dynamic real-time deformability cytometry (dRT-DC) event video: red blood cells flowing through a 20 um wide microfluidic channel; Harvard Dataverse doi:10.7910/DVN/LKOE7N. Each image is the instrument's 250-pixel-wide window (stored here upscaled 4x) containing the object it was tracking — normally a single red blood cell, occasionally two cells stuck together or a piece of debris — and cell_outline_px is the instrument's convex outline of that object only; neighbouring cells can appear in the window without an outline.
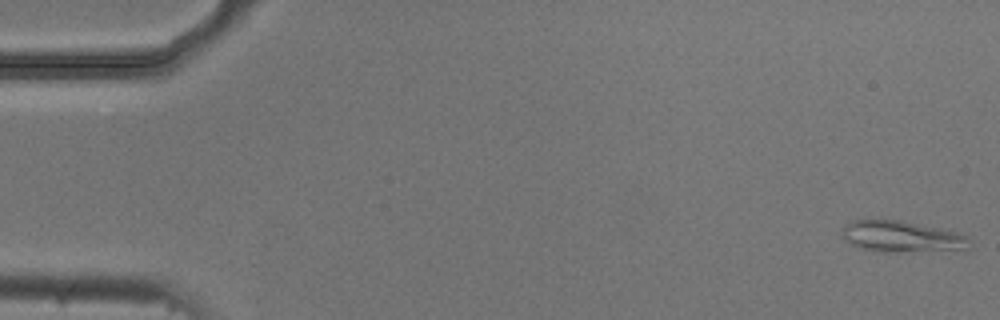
{"species": "common noctule bat (a hibernating species)", "species_latin": "Nyctalus noctula", "temperature_condition": "cold", "stored_images_in_passage": 53, "camera_frame_rate_fps": 3000, "um_per_image_px": 0.085, "animal": {"sex": "male", "body_mass_g": 20.5, "forearm_length_mm": 52.5}, "frame": {"image": 1, "passage_image": 1, "time_ms": 0.0, "image_size_px": [1000, 320], "cell_outline_px": [[968, 248], [900, 252], [880, 252], [860, 248], [844, 240], [840, 236], [840, 232], [852, 220], [900, 220], [956, 232], [968, 236]], "centroid_in_image_um": [76.56, 20.11], "position_along_channel_um": 8.4, "area_um2": 22.83}}
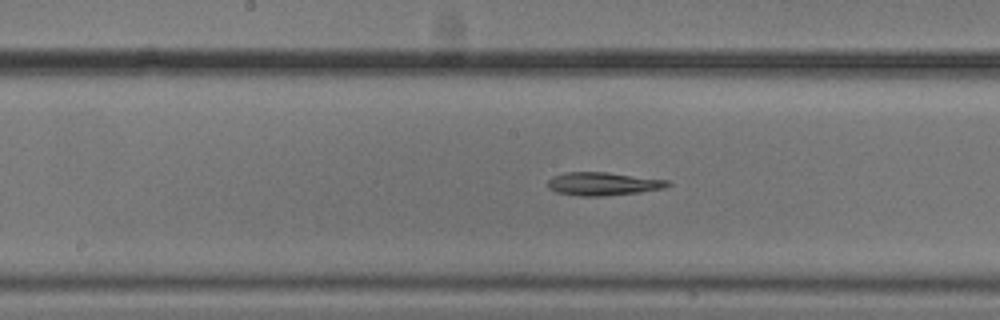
{"frame": {"image": 2, "passage_image": 27, "time_ms": 8.667, "image_size_px": [1000, 320], "cell_outline_px": [[672, 184], [664, 188], [640, 192], [604, 196], [580, 196], [556, 192], [548, 188], [548, 180], [552, 176], [564, 172], [608, 172], [668, 180]], "centroid_in_image_um": [51.25, 15.62], "position_along_channel_um": 197.0, "area_um2": 16.3}}
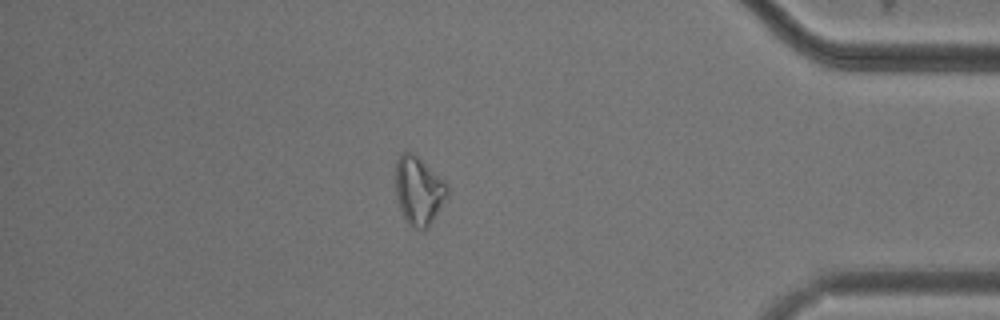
{"frame": {"image": 3, "passage_image": 46, "time_ms": 15.0, "image_size_px": [1000, 320], "cell_outline_px": [[448, 196], [428, 228], [416, 228], [408, 224], [400, 208], [396, 196], [396, 160], [400, 152], [412, 152], [444, 180], [448, 184]], "centroid_in_image_um": [35.59, 16.19], "position_along_channel_um": 399.6, "area_um2": 20.46}, "authors_computed_cell_mechanics": {"area_um2": 18.1492, "velocity_mm_per_s": 3.7512, "shape_relaxation_time_tau1_ms": 7.3567, "shape_relaxation_time_tau2_ms": null, "deformation_change_tau1": 0.167, "deformation_change_tau2": null}}